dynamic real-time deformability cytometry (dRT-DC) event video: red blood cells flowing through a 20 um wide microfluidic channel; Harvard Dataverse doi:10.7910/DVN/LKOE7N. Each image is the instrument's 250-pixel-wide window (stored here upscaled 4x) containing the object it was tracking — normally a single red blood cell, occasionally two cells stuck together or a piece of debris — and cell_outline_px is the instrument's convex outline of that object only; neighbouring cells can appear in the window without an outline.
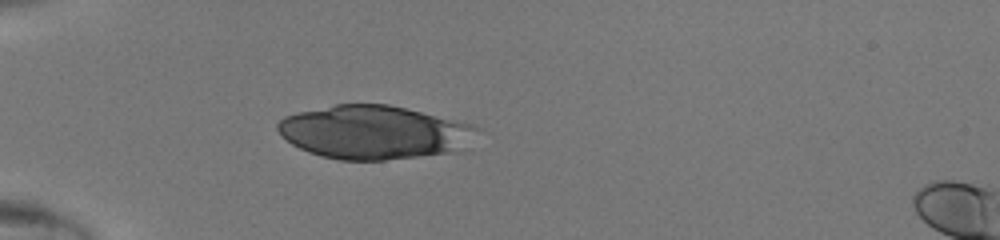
{"species": "human", "species_latin": "Homo sapiens", "temperature_condition": "room temperature", "stored_images_in_passage": 41, "camera_frame_rate_fps": 3000, "um_per_image_px": 0.085, "donor": {"sex": "male"}, "frame": {"image": 1, "passage_image": 9, "time_ms": 2.667, "image_size_px": [1000, 240], "cell_outline_px": [[480, 128], [456, 152], [384, 160], [340, 160], [320, 156], [308, 152], [292, 144], [276, 128], [276, 124], [284, 116], [296, 112], [336, 104], [388, 104], [472, 124]], "centroid_in_image_um": [31.73, 11.24], "position_along_channel_um": 53.3, "area_um2": 61.73}}